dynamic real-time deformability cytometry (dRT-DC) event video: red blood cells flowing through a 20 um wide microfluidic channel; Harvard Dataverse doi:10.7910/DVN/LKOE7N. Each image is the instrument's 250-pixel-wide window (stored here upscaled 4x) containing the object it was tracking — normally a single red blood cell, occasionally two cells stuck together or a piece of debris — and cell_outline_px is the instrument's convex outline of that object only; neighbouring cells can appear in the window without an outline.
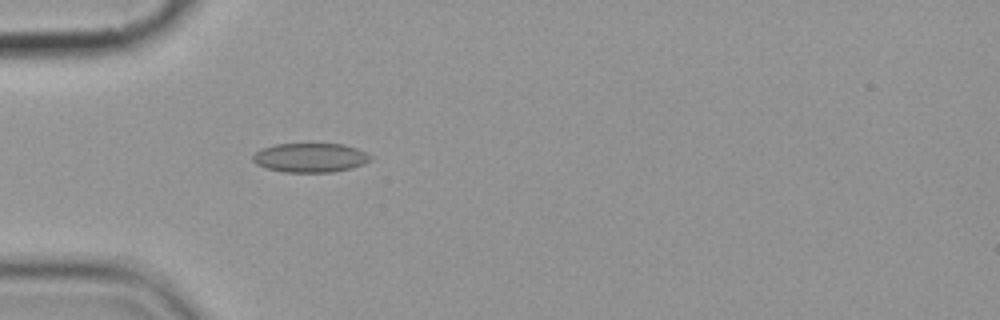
{"species": "common noctule bat (a hibernating species)", "species_latin": "Nyctalus noctula", "temperature_condition": "cold", "stored_images_in_passage": 5, "camera_frame_rate_fps": 3000, "um_per_image_px": 0.085, "animal": {"sex": "female", "body_mass_g": 19.9}, "frame": {"image": 1, "passage_image": 5, "time_ms": 4.667, "image_size_px": [1000, 320], "cell_outline_px": [[372, 160], [364, 164], [352, 168], [332, 172], [284, 172], [264, 168], [256, 164], [252, 160], [252, 156], [260, 148], [276, 144], [344, 144], [356, 148], [372, 156]], "centroid_in_image_um": [26.36, 13.4], "position_along_channel_um": 58.6, "area_um2": 20.17}}